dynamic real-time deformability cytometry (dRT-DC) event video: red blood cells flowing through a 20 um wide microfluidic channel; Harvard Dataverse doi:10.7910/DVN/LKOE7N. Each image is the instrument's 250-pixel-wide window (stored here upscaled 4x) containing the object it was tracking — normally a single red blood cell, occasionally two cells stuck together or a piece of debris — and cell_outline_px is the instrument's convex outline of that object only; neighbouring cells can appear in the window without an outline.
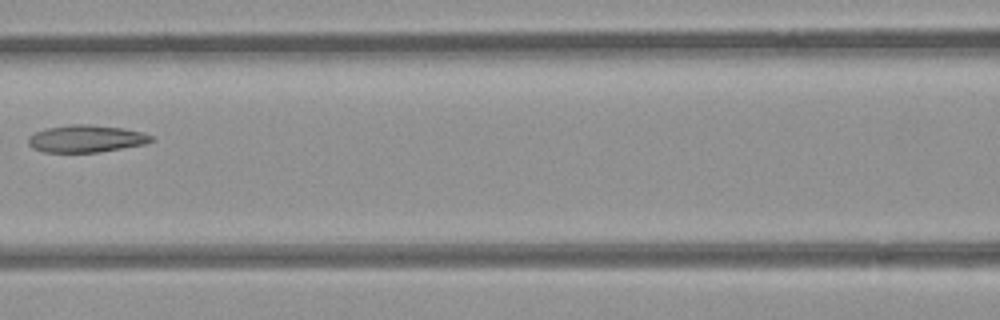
{"species": "common noctule bat (a hibernating species)", "species_latin": "Nyctalus noctula", "temperature_condition": "room temperature", "stored_images_in_passage": 9, "camera_frame_rate_fps": 3000, "um_per_image_px": 0.085, "animal": {"sex": "female", "body_mass_g": 21.9}, "frame": {"image": 1, "passage_image": 7, "time_ms": 7.0, "image_size_px": [1000, 320], "cell_outline_px": [[152, 140], [144, 144], [100, 152], [44, 152], [32, 148], [28, 144], [28, 136], [44, 128], [68, 124], [88, 124], [124, 128], [144, 132], [152, 136]], "centroid_in_image_um": [7.29, 11.78], "position_along_channel_um": 159.3, "area_um2": 19.65}}
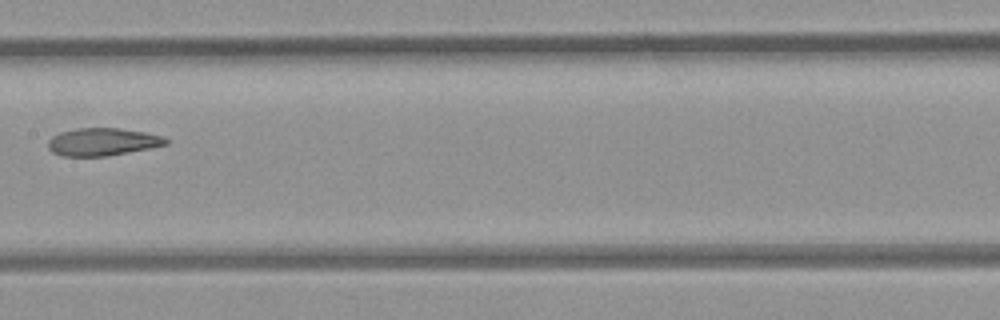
{"frame": {"image": 2, "passage_image": 8, "time_ms": 8.0, "image_size_px": [1000, 320], "cell_outline_px": [[168, 144], [148, 148], [104, 156], [64, 156], [52, 152], [48, 148], [48, 140], [52, 136], [60, 132], [80, 128], [120, 128], [144, 132], [164, 136], [168, 140]], "centroid_in_image_um": [8.7, 12.05], "position_along_channel_um": 198.7, "area_um2": 18.79}}
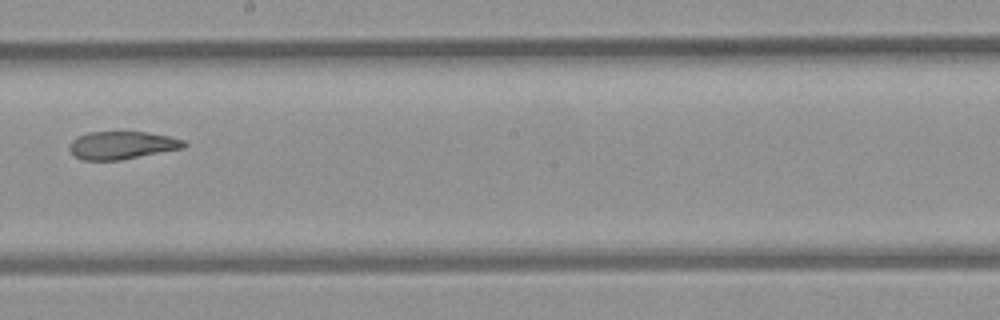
{"frame": {"image": 3, "passage_image": 9, "time_ms": 9.0, "image_size_px": [1000, 320], "cell_outline_px": [[188, 144], [184, 148], [120, 160], [84, 160], [76, 156], [68, 148], [68, 144], [76, 136], [88, 132], [144, 132], [168, 136], [184, 140]], "centroid_in_image_um": [10.35, 12.34], "position_along_channel_um": 237.8, "area_um2": 18.55}}